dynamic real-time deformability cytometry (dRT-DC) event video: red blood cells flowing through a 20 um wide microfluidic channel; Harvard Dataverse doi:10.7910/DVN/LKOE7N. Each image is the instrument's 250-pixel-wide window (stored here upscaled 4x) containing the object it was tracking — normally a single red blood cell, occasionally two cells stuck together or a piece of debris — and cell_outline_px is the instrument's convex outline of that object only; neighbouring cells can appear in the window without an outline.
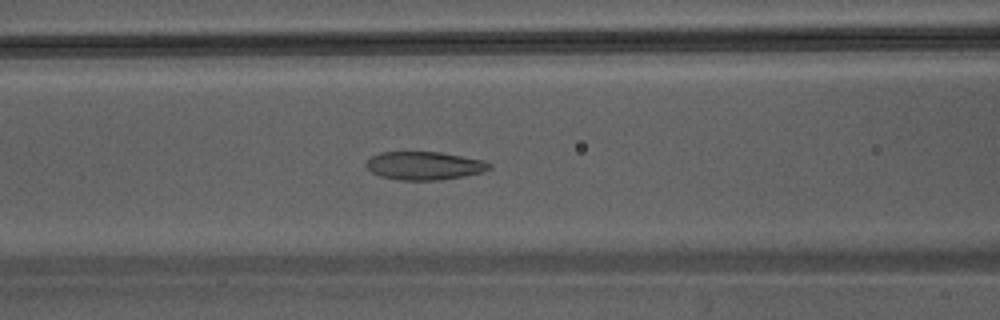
{"species": "Egyptian fruit bat (a non-hibernating species)", "species_latin": "Rousettus aegyptiacus", "temperature_condition": "warm", "stored_images_in_passage": 39, "camera_frame_rate_fps": 3000, "um_per_image_px": 0.085, "animal": {"sex": "male"}, "frame": {"image": 1, "passage_image": 13, "time_ms": 4.0, "image_size_px": [1000, 320], "cell_outline_px": [[492, 168], [480, 172], [464, 176], [440, 180], [396, 180], [380, 176], [372, 172], [364, 164], [372, 156], [380, 152], [440, 152], [484, 160], [492, 164]], "centroid_in_image_um": [36.07, 14.08], "position_along_channel_um": 130.5, "area_um2": 20.29}}
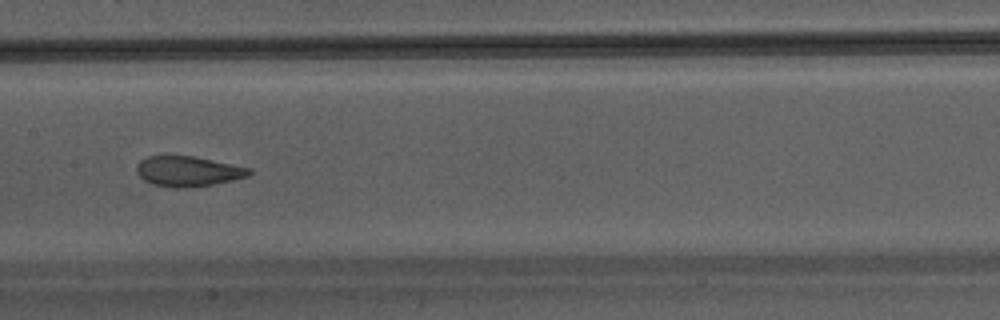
{"frame": {"image": 2, "passage_image": 17, "time_ms": 5.333, "image_size_px": [1000, 320], "cell_outline_px": [[252, 172], [248, 176], [232, 180], [212, 184], [180, 188], [172, 188], [152, 184], [144, 180], [136, 172], [136, 164], [140, 160], [148, 156], [192, 156], [252, 168]], "centroid_in_image_um": [15.95, 14.56], "position_along_channel_um": 191.4, "area_um2": 19.71}}
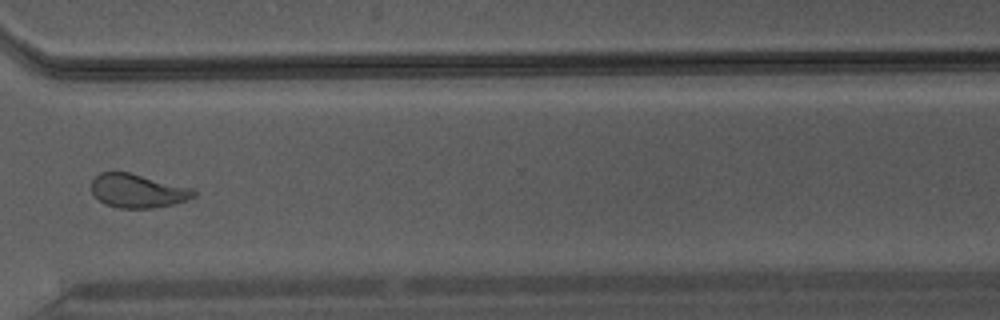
{"frame": {"image": 3, "passage_image": 28, "time_ms": 9.0, "image_size_px": [1000, 320], "cell_outline_px": [[196, 196], [172, 204], [152, 208], [120, 208], [104, 204], [92, 192], [92, 180], [100, 172], [128, 172], [192, 188], [196, 192]], "centroid_in_image_um": [11.69, 16.22], "position_along_channel_um": 358.9, "area_um2": 19.83}}